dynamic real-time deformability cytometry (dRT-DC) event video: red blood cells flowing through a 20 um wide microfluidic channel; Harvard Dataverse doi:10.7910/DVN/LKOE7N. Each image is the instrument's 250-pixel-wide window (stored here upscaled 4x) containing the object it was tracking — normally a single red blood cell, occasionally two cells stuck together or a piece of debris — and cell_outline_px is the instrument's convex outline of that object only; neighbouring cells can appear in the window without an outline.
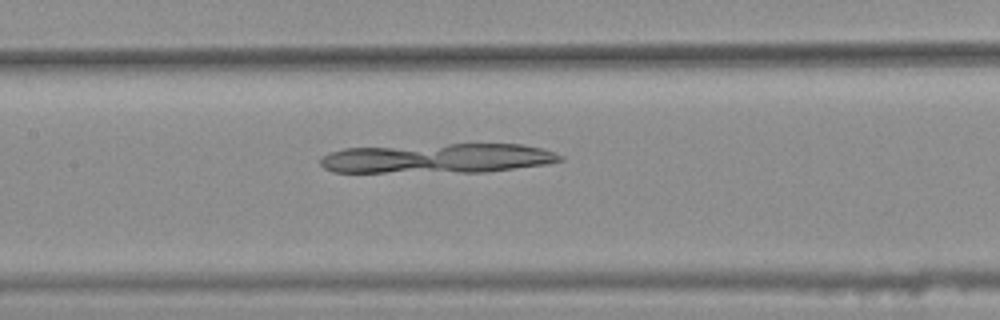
{"species": "common noctule bat (a hibernating species)", "species_latin": "Nyctalus noctula", "temperature_condition": "warm", "stored_images_in_passage": 39, "camera_frame_rate_fps": 3000, "um_per_image_px": 0.085, "animal": {"sex": "female", "body_mass_g": 25.1}, "frame": {"image": 1, "passage_image": 16, "time_ms": 5.0, "image_size_px": [1000, 320], "cell_outline_px": [[564, 160], [548, 164], [488, 172], [332, 172], [324, 168], [320, 164], [320, 156], [328, 152], [344, 148], [448, 144], [524, 144], [544, 148], [564, 156]], "centroid_in_image_um": [37.23, 13.46], "position_along_channel_um": 170.2, "area_um2": 41.96}}
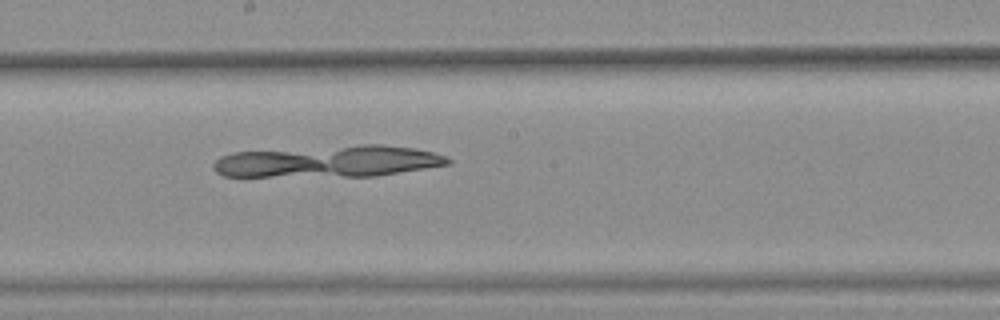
{"frame": {"image": 2, "passage_image": 20, "time_ms": 6.333, "image_size_px": [1000, 320], "cell_outline_px": [[452, 164], [376, 176], [224, 176], [216, 172], [212, 168], [212, 164], [220, 156], [232, 152], [364, 144], [380, 144], [416, 148], [448, 156], [452, 160]], "centroid_in_image_um": [27.95, 13.71], "position_along_channel_um": 220.3, "area_um2": 43.52}}